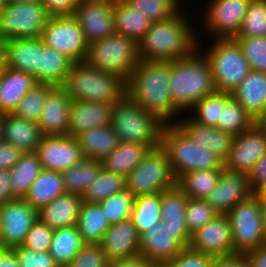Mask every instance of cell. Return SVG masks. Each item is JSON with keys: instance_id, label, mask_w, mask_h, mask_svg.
Wrapping results in <instances>:
<instances>
[{"instance_id": "6da1fadb", "label": "cell", "mask_w": 266, "mask_h": 267, "mask_svg": "<svg viewBox=\"0 0 266 267\" xmlns=\"http://www.w3.org/2000/svg\"><path fill=\"white\" fill-rule=\"evenodd\" d=\"M170 77L171 61L140 60L126 81V94L165 124L180 111L171 99Z\"/></svg>"}, {"instance_id": "7a4b0ae2", "label": "cell", "mask_w": 266, "mask_h": 267, "mask_svg": "<svg viewBox=\"0 0 266 267\" xmlns=\"http://www.w3.org/2000/svg\"><path fill=\"white\" fill-rule=\"evenodd\" d=\"M182 13L151 23L138 42L140 60L174 61L190 55L199 44ZM197 43V44H196ZM198 45V46H197Z\"/></svg>"}, {"instance_id": "3957f363", "label": "cell", "mask_w": 266, "mask_h": 267, "mask_svg": "<svg viewBox=\"0 0 266 267\" xmlns=\"http://www.w3.org/2000/svg\"><path fill=\"white\" fill-rule=\"evenodd\" d=\"M196 52V53H195ZM197 48L187 57L171 61L169 92L173 104L180 110L191 108L216 91L206 57Z\"/></svg>"}, {"instance_id": "277c9868", "label": "cell", "mask_w": 266, "mask_h": 267, "mask_svg": "<svg viewBox=\"0 0 266 267\" xmlns=\"http://www.w3.org/2000/svg\"><path fill=\"white\" fill-rule=\"evenodd\" d=\"M72 101L113 104L126 95V80L90 66L86 61L73 63L62 86Z\"/></svg>"}, {"instance_id": "5b68a950", "label": "cell", "mask_w": 266, "mask_h": 267, "mask_svg": "<svg viewBox=\"0 0 266 267\" xmlns=\"http://www.w3.org/2000/svg\"><path fill=\"white\" fill-rule=\"evenodd\" d=\"M165 124L161 147L167 153L172 173L178 181L195 170L224 169V162L211 151L197 144L176 124Z\"/></svg>"}, {"instance_id": "8992f818", "label": "cell", "mask_w": 266, "mask_h": 267, "mask_svg": "<svg viewBox=\"0 0 266 267\" xmlns=\"http://www.w3.org/2000/svg\"><path fill=\"white\" fill-rule=\"evenodd\" d=\"M111 126L121 142L144 144L153 149L161 146L165 123L146 112L126 94L113 103Z\"/></svg>"}, {"instance_id": "52a82bcc", "label": "cell", "mask_w": 266, "mask_h": 267, "mask_svg": "<svg viewBox=\"0 0 266 267\" xmlns=\"http://www.w3.org/2000/svg\"><path fill=\"white\" fill-rule=\"evenodd\" d=\"M85 61L95 69L115 73L127 81L140 61L138 43L114 33L89 44Z\"/></svg>"}, {"instance_id": "ba28073f", "label": "cell", "mask_w": 266, "mask_h": 267, "mask_svg": "<svg viewBox=\"0 0 266 267\" xmlns=\"http://www.w3.org/2000/svg\"><path fill=\"white\" fill-rule=\"evenodd\" d=\"M205 57L216 91L232 92L251 71L242 49L234 38H217Z\"/></svg>"}, {"instance_id": "9c48e42d", "label": "cell", "mask_w": 266, "mask_h": 267, "mask_svg": "<svg viewBox=\"0 0 266 267\" xmlns=\"http://www.w3.org/2000/svg\"><path fill=\"white\" fill-rule=\"evenodd\" d=\"M126 190L133 197L161 193L177 184L169 158L160 146L150 149L141 162L125 177Z\"/></svg>"}, {"instance_id": "30bf717a", "label": "cell", "mask_w": 266, "mask_h": 267, "mask_svg": "<svg viewBox=\"0 0 266 267\" xmlns=\"http://www.w3.org/2000/svg\"><path fill=\"white\" fill-rule=\"evenodd\" d=\"M51 14L40 2H6L0 14V38H38Z\"/></svg>"}, {"instance_id": "8fae6325", "label": "cell", "mask_w": 266, "mask_h": 267, "mask_svg": "<svg viewBox=\"0 0 266 267\" xmlns=\"http://www.w3.org/2000/svg\"><path fill=\"white\" fill-rule=\"evenodd\" d=\"M231 226L234 254H246L266 245L259 199L252 194L227 214Z\"/></svg>"}, {"instance_id": "7c38bea8", "label": "cell", "mask_w": 266, "mask_h": 267, "mask_svg": "<svg viewBox=\"0 0 266 267\" xmlns=\"http://www.w3.org/2000/svg\"><path fill=\"white\" fill-rule=\"evenodd\" d=\"M41 39L44 45L57 50L73 63L86 60L89 44L73 14L51 15Z\"/></svg>"}, {"instance_id": "4fadbf2b", "label": "cell", "mask_w": 266, "mask_h": 267, "mask_svg": "<svg viewBox=\"0 0 266 267\" xmlns=\"http://www.w3.org/2000/svg\"><path fill=\"white\" fill-rule=\"evenodd\" d=\"M38 219V210L23 198L0 205V247L22 246L26 235Z\"/></svg>"}, {"instance_id": "5bb4252c", "label": "cell", "mask_w": 266, "mask_h": 267, "mask_svg": "<svg viewBox=\"0 0 266 267\" xmlns=\"http://www.w3.org/2000/svg\"><path fill=\"white\" fill-rule=\"evenodd\" d=\"M265 152L266 129L255 123L248 131L234 136L224 169L248 176Z\"/></svg>"}, {"instance_id": "9a60e30c", "label": "cell", "mask_w": 266, "mask_h": 267, "mask_svg": "<svg viewBox=\"0 0 266 267\" xmlns=\"http://www.w3.org/2000/svg\"><path fill=\"white\" fill-rule=\"evenodd\" d=\"M114 3L80 0L75 8L77 18L88 44L116 33Z\"/></svg>"}, {"instance_id": "2e32d148", "label": "cell", "mask_w": 266, "mask_h": 267, "mask_svg": "<svg viewBox=\"0 0 266 267\" xmlns=\"http://www.w3.org/2000/svg\"><path fill=\"white\" fill-rule=\"evenodd\" d=\"M188 247L214 257L234 254L230 222L226 214H219L191 234Z\"/></svg>"}, {"instance_id": "e0dca14e", "label": "cell", "mask_w": 266, "mask_h": 267, "mask_svg": "<svg viewBox=\"0 0 266 267\" xmlns=\"http://www.w3.org/2000/svg\"><path fill=\"white\" fill-rule=\"evenodd\" d=\"M251 0H211L205 11L207 29L216 38H234L240 30Z\"/></svg>"}, {"instance_id": "ac0fdd59", "label": "cell", "mask_w": 266, "mask_h": 267, "mask_svg": "<svg viewBox=\"0 0 266 267\" xmlns=\"http://www.w3.org/2000/svg\"><path fill=\"white\" fill-rule=\"evenodd\" d=\"M35 152L42 169L58 172H63L84 159L76 138L69 135L43 136Z\"/></svg>"}, {"instance_id": "d6986e66", "label": "cell", "mask_w": 266, "mask_h": 267, "mask_svg": "<svg viewBox=\"0 0 266 267\" xmlns=\"http://www.w3.org/2000/svg\"><path fill=\"white\" fill-rule=\"evenodd\" d=\"M252 194L247 175L223 169L215 189L206 197L205 201L218 214H227Z\"/></svg>"}, {"instance_id": "ffe728a7", "label": "cell", "mask_w": 266, "mask_h": 267, "mask_svg": "<svg viewBox=\"0 0 266 267\" xmlns=\"http://www.w3.org/2000/svg\"><path fill=\"white\" fill-rule=\"evenodd\" d=\"M184 248L163 223L147 228L140 235L139 253L154 267L172 260Z\"/></svg>"}, {"instance_id": "44dd1931", "label": "cell", "mask_w": 266, "mask_h": 267, "mask_svg": "<svg viewBox=\"0 0 266 267\" xmlns=\"http://www.w3.org/2000/svg\"><path fill=\"white\" fill-rule=\"evenodd\" d=\"M72 99L62 86H54L47 99L38 121L43 136H63L68 132L69 111Z\"/></svg>"}, {"instance_id": "7402d4cb", "label": "cell", "mask_w": 266, "mask_h": 267, "mask_svg": "<svg viewBox=\"0 0 266 267\" xmlns=\"http://www.w3.org/2000/svg\"><path fill=\"white\" fill-rule=\"evenodd\" d=\"M187 199L185 192L177 184L161 192L162 223L184 247H188L191 239L185 221Z\"/></svg>"}, {"instance_id": "603a6c76", "label": "cell", "mask_w": 266, "mask_h": 267, "mask_svg": "<svg viewBox=\"0 0 266 267\" xmlns=\"http://www.w3.org/2000/svg\"><path fill=\"white\" fill-rule=\"evenodd\" d=\"M109 261L139 253L140 235L131 219L110 226L98 243Z\"/></svg>"}, {"instance_id": "cb8c5ba5", "label": "cell", "mask_w": 266, "mask_h": 267, "mask_svg": "<svg viewBox=\"0 0 266 267\" xmlns=\"http://www.w3.org/2000/svg\"><path fill=\"white\" fill-rule=\"evenodd\" d=\"M112 106L103 102L72 101L67 135L75 138L89 129L111 124Z\"/></svg>"}, {"instance_id": "d4e9b609", "label": "cell", "mask_w": 266, "mask_h": 267, "mask_svg": "<svg viewBox=\"0 0 266 267\" xmlns=\"http://www.w3.org/2000/svg\"><path fill=\"white\" fill-rule=\"evenodd\" d=\"M196 144L219 157L227 159L234 135L217 127L206 126L195 122L191 117L176 123Z\"/></svg>"}, {"instance_id": "484cf974", "label": "cell", "mask_w": 266, "mask_h": 267, "mask_svg": "<svg viewBox=\"0 0 266 267\" xmlns=\"http://www.w3.org/2000/svg\"><path fill=\"white\" fill-rule=\"evenodd\" d=\"M5 66L35 77L39 83V37L4 41Z\"/></svg>"}, {"instance_id": "4316f807", "label": "cell", "mask_w": 266, "mask_h": 267, "mask_svg": "<svg viewBox=\"0 0 266 267\" xmlns=\"http://www.w3.org/2000/svg\"><path fill=\"white\" fill-rule=\"evenodd\" d=\"M37 84L33 75L6 67L0 74L1 111L13 113L25 94Z\"/></svg>"}, {"instance_id": "83f0119b", "label": "cell", "mask_w": 266, "mask_h": 267, "mask_svg": "<svg viewBox=\"0 0 266 267\" xmlns=\"http://www.w3.org/2000/svg\"><path fill=\"white\" fill-rule=\"evenodd\" d=\"M231 96L257 120L266 107V73L251 70Z\"/></svg>"}, {"instance_id": "f1b7e54d", "label": "cell", "mask_w": 266, "mask_h": 267, "mask_svg": "<svg viewBox=\"0 0 266 267\" xmlns=\"http://www.w3.org/2000/svg\"><path fill=\"white\" fill-rule=\"evenodd\" d=\"M42 137L37 122L18 118L13 113H3V142L22 152H33Z\"/></svg>"}, {"instance_id": "f546056e", "label": "cell", "mask_w": 266, "mask_h": 267, "mask_svg": "<svg viewBox=\"0 0 266 267\" xmlns=\"http://www.w3.org/2000/svg\"><path fill=\"white\" fill-rule=\"evenodd\" d=\"M83 199L66 193L38 210V218L52 229L77 225Z\"/></svg>"}, {"instance_id": "4dcf8cb0", "label": "cell", "mask_w": 266, "mask_h": 267, "mask_svg": "<svg viewBox=\"0 0 266 267\" xmlns=\"http://www.w3.org/2000/svg\"><path fill=\"white\" fill-rule=\"evenodd\" d=\"M75 138L84 159L102 160L120 143L111 124L89 129Z\"/></svg>"}, {"instance_id": "1f68e13d", "label": "cell", "mask_w": 266, "mask_h": 267, "mask_svg": "<svg viewBox=\"0 0 266 267\" xmlns=\"http://www.w3.org/2000/svg\"><path fill=\"white\" fill-rule=\"evenodd\" d=\"M73 62L39 37V83L63 86Z\"/></svg>"}, {"instance_id": "d6a6232c", "label": "cell", "mask_w": 266, "mask_h": 267, "mask_svg": "<svg viewBox=\"0 0 266 267\" xmlns=\"http://www.w3.org/2000/svg\"><path fill=\"white\" fill-rule=\"evenodd\" d=\"M65 194L61 172L42 169L23 199L39 210L42 206Z\"/></svg>"}, {"instance_id": "836d02e7", "label": "cell", "mask_w": 266, "mask_h": 267, "mask_svg": "<svg viewBox=\"0 0 266 267\" xmlns=\"http://www.w3.org/2000/svg\"><path fill=\"white\" fill-rule=\"evenodd\" d=\"M144 144L121 142L101 160L102 168L106 171L126 177L149 152Z\"/></svg>"}, {"instance_id": "e575fe53", "label": "cell", "mask_w": 266, "mask_h": 267, "mask_svg": "<svg viewBox=\"0 0 266 267\" xmlns=\"http://www.w3.org/2000/svg\"><path fill=\"white\" fill-rule=\"evenodd\" d=\"M113 13L116 33L135 40L137 43L152 23L146 15L128 5L124 0L114 3Z\"/></svg>"}, {"instance_id": "d590c367", "label": "cell", "mask_w": 266, "mask_h": 267, "mask_svg": "<svg viewBox=\"0 0 266 267\" xmlns=\"http://www.w3.org/2000/svg\"><path fill=\"white\" fill-rule=\"evenodd\" d=\"M110 226L99 203L82 201L77 228L84 243L98 244Z\"/></svg>"}, {"instance_id": "8d00e7d4", "label": "cell", "mask_w": 266, "mask_h": 267, "mask_svg": "<svg viewBox=\"0 0 266 267\" xmlns=\"http://www.w3.org/2000/svg\"><path fill=\"white\" fill-rule=\"evenodd\" d=\"M84 244L77 225L56 228L53 231L49 253L59 267H66Z\"/></svg>"}, {"instance_id": "74e56055", "label": "cell", "mask_w": 266, "mask_h": 267, "mask_svg": "<svg viewBox=\"0 0 266 267\" xmlns=\"http://www.w3.org/2000/svg\"><path fill=\"white\" fill-rule=\"evenodd\" d=\"M130 219L139 235L146 231L147 228L160 225L162 223L161 193L134 197Z\"/></svg>"}, {"instance_id": "f35d334b", "label": "cell", "mask_w": 266, "mask_h": 267, "mask_svg": "<svg viewBox=\"0 0 266 267\" xmlns=\"http://www.w3.org/2000/svg\"><path fill=\"white\" fill-rule=\"evenodd\" d=\"M101 170V160L83 159L80 163L61 172L66 193L82 197Z\"/></svg>"}, {"instance_id": "ab89813d", "label": "cell", "mask_w": 266, "mask_h": 267, "mask_svg": "<svg viewBox=\"0 0 266 267\" xmlns=\"http://www.w3.org/2000/svg\"><path fill=\"white\" fill-rule=\"evenodd\" d=\"M11 187L18 198H24L34 180L42 171L39 157L35 151L23 152L19 161L10 169Z\"/></svg>"}, {"instance_id": "60d3db41", "label": "cell", "mask_w": 266, "mask_h": 267, "mask_svg": "<svg viewBox=\"0 0 266 267\" xmlns=\"http://www.w3.org/2000/svg\"><path fill=\"white\" fill-rule=\"evenodd\" d=\"M222 170H195L184 174L177 181V185L188 198L205 200L215 189Z\"/></svg>"}, {"instance_id": "b9f144b4", "label": "cell", "mask_w": 266, "mask_h": 267, "mask_svg": "<svg viewBox=\"0 0 266 267\" xmlns=\"http://www.w3.org/2000/svg\"><path fill=\"white\" fill-rule=\"evenodd\" d=\"M126 190L125 177L102 168L82 196L85 202H100Z\"/></svg>"}, {"instance_id": "7bdbcfd3", "label": "cell", "mask_w": 266, "mask_h": 267, "mask_svg": "<svg viewBox=\"0 0 266 267\" xmlns=\"http://www.w3.org/2000/svg\"><path fill=\"white\" fill-rule=\"evenodd\" d=\"M256 120L231 96L221 109L218 128L234 136L248 131Z\"/></svg>"}, {"instance_id": "ee69618b", "label": "cell", "mask_w": 266, "mask_h": 267, "mask_svg": "<svg viewBox=\"0 0 266 267\" xmlns=\"http://www.w3.org/2000/svg\"><path fill=\"white\" fill-rule=\"evenodd\" d=\"M230 97V92L223 91H215L207 95L192 107L195 108L196 116L191 118L199 124L218 128L221 109Z\"/></svg>"}, {"instance_id": "f6af8a7d", "label": "cell", "mask_w": 266, "mask_h": 267, "mask_svg": "<svg viewBox=\"0 0 266 267\" xmlns=\"http://www.w3.org/2000/svg\"><path fill=\"white\" fill-rule=\"evenodd\" d=\"M53 87L51 84L38 83L35 85L25 94L13 114L18 118L38 123L47 99V94Z\"/></svg>"}, {"instance_id": "bcb514c9", "label": "cell", "mask_w": 266, "mask_h": 267, "mask_svg": "<svg viewBox=\"0 0 266 267\" xmlns=\"http://www.w3.org/2000/svg\"><path fill=\"white\" fill-rule=\"evenodd\" d=\"M266 36V0H251L244 21L234 38Z\"/></svg>"}, {"instance_id": "7dc6e473", "label": "cell", "mask_w": 266, "mask_h": 267, "mask_svg": "<svg viewBox=\"0 0 266 267\" xmlns=\"http://www.w3.org/2000/svg\"><path fill=\"white\" fill-rule=\"evenodd\" d=\"M128 5L146 15L153 23L179 14L178 0H124Z\"/></svg>"}, {"instance_id": "c3c4849f", "label": "cell", "mask_w": 266, "mask_h": 267, "mask_svg": "<svg viewBox=\"0 0 266 267\" xmlns=\"http://www.w3.org/2000/svg\"><path fill=\"white\" fill-rule=\"evenodd\" d=\"M134 197L125 190L98 202L110 225L130 219Z\"/></svg>"}, {"instance_id": "681fc988", "label": "cell", "mask_w": 266, "mask_h": 267, "mask_svg": "<svg viewBox=\"0 0 266 267\" xmlns=\"http://www.w3.org/2000/svg\"><path fill=\"white\" fill-rule=\"evenodd\" d=\"M217 215L219 214L205 200L187 199L185 221L190 234L202 228Z\"/></svg>"}, {"instance_id": "f907efd6", "label": "cell", "mask_w": 266, "mask_h": 267, "mask_svg": "<svg viewBox=\"0 0 266 267\" xmlns=\"http://www.w3.org/2000/svg\"><path fill=\"white\" fill-rule=\"evenodd\" d=\"M252 71L266 73V36L257 38H234Z\"/></svg>"}, {"instance_id": "816d5d0a", "label": "cell", "mask_w": 266, "mask_h": 267, "mask_svg": "<svg viewBox=\"0 0 266 267\" xmlns=\"http://www.w3.org/2000/svg\"><path fill=\"white\" fill-rule=\"evenodd\" d=\"M53 231L54 229L38 218L27 233L22 246L35 252H47L50 249Z\"/></svg>"}, {"instance_id": "f5cc1de1", "label": "cell", "mask_w": 266, "mask_h": 267, "mask_svg": "<svg viewBox=\"0 0 266 267\" xmlns=\"http://www.w3.org/2000/svg\"><path fill=\"white\" fill-rule=\"evenodd\" d=\"M109 259L99 244L85 243L66 267H107Z\"/></svg>"}, {"instance_id": "db71d44e", "label": "cell", "mask_w": 266, "mask_h": 267, "mask_svg": "<svg viewBox=\"0 0 266 267\" xmlns=\"http://www.w3.org/2000/svg\"><path fill=\"white\" fill-rule=\"evenodd\" d=\"M214 258L212 255L185 247L172 260L164 262L160 267H212Z\"/></svg>"}, {"instance_id": "11a10c76", "label": "cell", "mask_w": 266, "mask_h": 267, "mask_svg": "<svg viewBox=\"0 0 266 267\" xmlns=\"http://www.w3.org/2000/svg\"><path fill=\"white\" fill-rule=\"evenodd\" d=\"M20 267H59L49 251L35 252L23 246L15 247Z\"/></svg>"}, {"instance_id": "9f6ffc18", "label": "cell", "mask_w": 266, "mask_h": 267, "mask_svg": "<svg viewBox=\"0 0 266 267\" xmlns=\"http://www.w3.org/2000/svg\"><path fill=\"white\" fill-rule=\"evenodd\" d=\"M80 0H40L51 15L74 14Z\"/></svg>"}, {"instance_id": "6f0895ef", "label": "cell", "mask_w": 266, "mask_h": 267, "mask_svg": "<svg viewBox=\"0 0 266 267\" xmlns=\"http://www.w3.org/2000/svg\"><path fill=\"white\" fill-rule=\"evenodd\" d=\"M23 152L5 142L0 143V170H10L20 159Z\"/></svg>"}, {"instance_id": "680465c9", "label": "cell", "mask_w": 266, "mask_h": 267, "mask_svg": "<svg viewBox=\"0 0 266 267\" xmlns=\"http://www.w3.org/2000/svg\"><path fill=\"white\" fill-rule=\"evenodd\" d=\"M248 181L253 192L266 182V152L254 164L251 172L248 174Z\"/></svg>"}, {"instance_id": "91938a15", "label": "cell", "mask_w": 266, "mask_h": 267, "mask_svg": "<svg viewBox=\"0 0 266 267\" xmlns=\"http://www.w3.org/2000/svg\"><path fill=\"white\" fill-rule=\"evenodd\" d=\"M10 183L11 171L8 169L0 170V205L6 204L18 198L13 193Z\"/></svg>"}, {"instance_id": "94428289", "label": "cell", "mask_w": 266, "mask_h": 267, "mask_svg": "<svg viewBox=\"0 0 266 267\" xmlns=\"http://www.w3.org/2000/svg\"><path fill=\"white\" fill-rule=\"evenodd\" d=\"M212 267H251L244 254L215 257Z\"/></svg>"}, {"instance_id": "6125c7cd", "label": "cell", "mask_w": 266, "mask_h": 267, "mask_svg": "<svg viewBox=\"0 0 266 267\" xmlns=\"http://www.w3.org/2000/svg\"><path fill=\"white\" fill-rule=\"evenodd\" d=\"M107 267H154L143 255L140 253L125 257L118 260L109 261Z\"/></svg>"}, {"instance_id": "be15d7a7", "label": "cell", "mask_w": 266, "mask_h": 267, "mask_svg": "<svg viewBox=\"0 0 266 267\" xmlns=\"http://www.w3.org/2000/svg\"><path fill=\"white\" fill-rule=\"evenodd\" d=\"M251 267H266V245L245 254Z\"/></svg>"}, {"instance_id": "e7e4bbea", "label": "cell", "mask_w": 266, "mask_h": 267, "mask_svg": "<svg viewBox=\"0 0 266 267\" xmlns=\"http://www.w3.org/2000/svg\"><path fill=\"white\" fill-rule=\"evenodd\" d=\"M0 267H20L14 248L0 247Z\"/></svg>"}, {"instance_id": "03108f58", "label": "cell", "mask_w": 266, "mask_h": 267, "mask_svg": "<svg viewBox=\"0 0 266 267\" xmlns=\"http://www.w3.org/2000/svg\"><path fill=\"white\" fill-rule=\"evenodd\" d=\"M253 194L259 199L260 203H266V182L258 187Z\"/></svg>"}, {"instance_id": "003e7915", "label": "cell", "mask_w": 266, "mask_h": 267, "mask_svg": "<svg viewBox=\"0 0 266 267\" xmlns=\"http://www.w3.org/2000/svg\"><path fill=\"white\" fill-rule=\"evenodd\" d=\"M6 68L5 66V50H4V41L0 38V74Z\"/></svg>"}, {"instance_id": "a7ac6f4b", "label": "cell", "mask_w": 266, "mask_h": 267, "mask_svg": "<svg viewBox=\"0 0 266 267\" xmlns=\"http://www.w3.org/2000/svg\"><path fill=\"white\" fill-rule=\"evenodd\" d=\"M263 231L266 236V203H260Z\"/></svg>"}, {"instance_id": "89a4df30", "label": "cell", "mask_w": 266, "mask_h": 267, "mask_svg": "<svg viewBox=\"0 0 266 267\" xmlns=\"http://www.w3.org/2000/svg\"><path fill=\"white\" fill-rule=\"evenodd\" d=\"M256 124L264 129H266V107L263 111V113L259 116V118L256 120Z\"/></svg>"}, {"instance_id": "2644e50d", "label": "cell", "mask_w": 266, "mask_h": 267, "mask_svg": "<svg viewBox=\"0 0 266 267\" xmlns=\"http://www.w3.org/2000/svg\"><path fill=\"white\" fill-rule=\"evenodd\" d=\"M3 141V114L0 115V143Z\"/></svg>"}, {"instance_id": "8c879c8a", "label": "cell", "mask_w": 266, "mask_h": 267, "mask_svg": "<svg viewBox=\"0 0 266 267\" xmlns=\"http://www.w3.org/2000/svg\"><path fill=\"white\" fill-rule=\"evenodd\" d=\"M40 0H6V2H37Z\"/></svg>"}, {"instance_id": "753ad0ef", "label": "cell", "mask_w": 266, "mask_h": 267, "mask_svg": "<svg viewBox=\"0 0 266 267\" xmlns=\"http://www.w3.org/2000/svg\"><path fill=\"white\" fill-rule=\"evenodd\" d=\"M5 4H6V0H0V14H1L3 8L5 7Z\"/></svg>"}, {"instance_id": "34e18365", "label": "cell", "mask_w": 266, "mask_h": 267, "mask_svg": "<svg viewBox=\"0 0 266 267\" xmlns=\"http://www.w3.org/2000/svg\"><path fill=\"white\" fill-rule=\"evenodd\" d=\"M92 1H106L110 3H116L118 0H92Z\"/></svg>"}]
</instances>
